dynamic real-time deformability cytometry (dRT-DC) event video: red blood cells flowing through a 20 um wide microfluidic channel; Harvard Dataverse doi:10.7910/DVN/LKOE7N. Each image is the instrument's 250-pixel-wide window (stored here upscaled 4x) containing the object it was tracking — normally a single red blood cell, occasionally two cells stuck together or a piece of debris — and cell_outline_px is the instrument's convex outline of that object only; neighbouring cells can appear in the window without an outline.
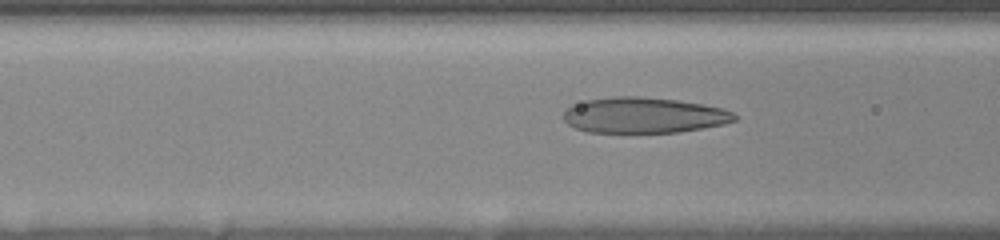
{"species": "human", "species_latin": "Homo sapiens", "temperature_condition": "room temperature", "stored_images_in_passage": 7, "camera_frame_rate_fps": 3000, "um_per_image_px": 0.085, "donor": {"sex": "female"}, "frame": {"image": 1, "passage_image": 5, "time_ms": 2.667, "image_size_px": [1000, 240], "cell_outline_px": [[736, 120], [724, 124], [680, 132], [588, 132], [576, 128], [568, 124], [564, 120], [564, 112], [568, 108], [588, 100], [616, 96], [636, 96], [676, 100], [704, 104], [720, 108], [732, 112], [736, 116]], "centroid_in_image_um": [54.75, 9.8], "position_along_channel_um": 111.9, "area_um2": 35.14}}